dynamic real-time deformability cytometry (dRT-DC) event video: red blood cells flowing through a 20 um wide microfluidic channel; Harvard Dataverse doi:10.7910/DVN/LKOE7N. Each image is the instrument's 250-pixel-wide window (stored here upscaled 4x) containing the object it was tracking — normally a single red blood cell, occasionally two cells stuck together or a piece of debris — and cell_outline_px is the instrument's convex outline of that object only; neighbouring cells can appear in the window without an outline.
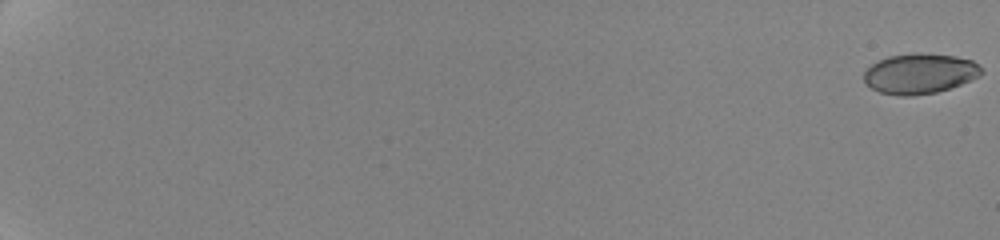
{"species": "human", "species_latin": "Homo sapiens", "temperature_condition": "cold", "stored_images_in_passage": 61, "camera_frame_rate_fps": 3000, "um_per_image_px": 0.085, "donor": {"sex": "female"}, "frame": {"image": 1, "passage_image": 1, "time_ms": 0.0, "image_size_px": [1000, 240], "cell_outline_px": [[984, 72], [980, 76], [960, 84], [936, 92], [912, 96], [904, 96], [880, 92], [872, 88], [864, 80], [864, 72], [872, 64], [888, 56], [912, 52], [956, 56], [972, 60]], "centroid_in_image_um": [78.18, 6.24], "position_along_channel_um": 6.8, "area_um2": 27.34}}
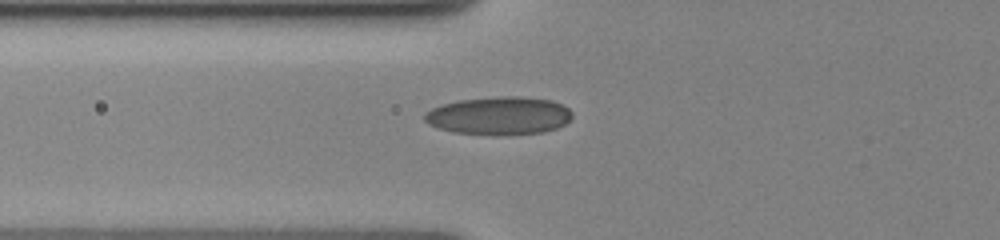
{"frame": {"image": 2, "passage_image": 34, "time_ms": 9.0, "image_size_px": [1000, 240], "cell_outline_px": [[572, 116], [564, 124], [556, 128], [544, 132], [508, 136], [496, 136], [452, 132], [428, 124], [424, 120], [424, 112], [432, 108], [456, 100], [500, 96], [520, 96], [552, 100], [568, 108], [572, 112]], "centroid_in_image_um": [42.41, 9.85], "position_along_channel_um": 83.4, "area_um2": 33.18}}
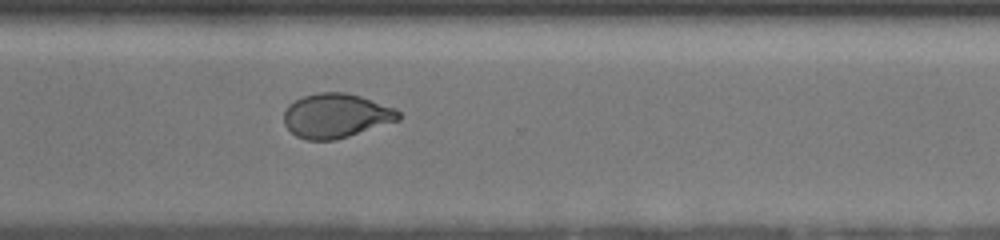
{"frame": {"image": 3, "passage_image": 61, "time_ms": 16.333, "image_size_px": [1000, 240], "cell_outline_px": [[400, 120], [336, 140], [308, 140], [296, 136], [284, 124], [284, 112], [288, 104], [304, 96], [320, 92], [344, 92], [360, 96], [396, 108], [400, 112]], "centroid_in_image_um": [28.57, 9.84], "position_along_channel_um": 342.0, "area_um2": 29.59}}